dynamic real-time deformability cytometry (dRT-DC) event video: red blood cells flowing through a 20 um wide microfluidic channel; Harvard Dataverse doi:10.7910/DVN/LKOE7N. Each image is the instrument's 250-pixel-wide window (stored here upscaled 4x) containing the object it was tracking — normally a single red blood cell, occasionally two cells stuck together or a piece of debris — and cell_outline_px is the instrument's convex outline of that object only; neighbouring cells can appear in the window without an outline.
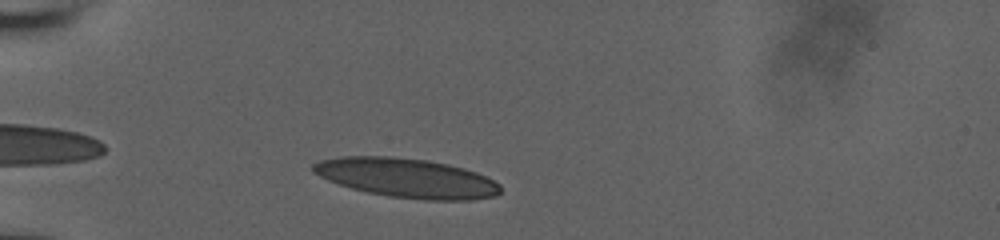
{"species": "human", "species_latin": "Homo sapiens", "temperature_condition": "room temperature", "stored_images_in_passage": 10, "camera_frame_rate_fps": 3000, "um_per_image_px": 0.085, "donor": {"sex": "male"}, "frame": {"image": 1, "passage_image": 2, "time_ms": 0.333, "image_size_px": [1000, 240], "cell_outline_px": [[500, 192], [496, 196], [472, 200], [424, 200], [388, 196], [368, 192], [352, 188], [328, 180], [312, 172], [312, 164], [320, 160], [340, 156], [388, 156], [428, 160], [448, 164], [464, 168], [476, 172], [500, 184]], "centroid_in_image_um": [34.57, 15.12], "position_along_channel_um": 50.4, "area_um2": 42.89}}
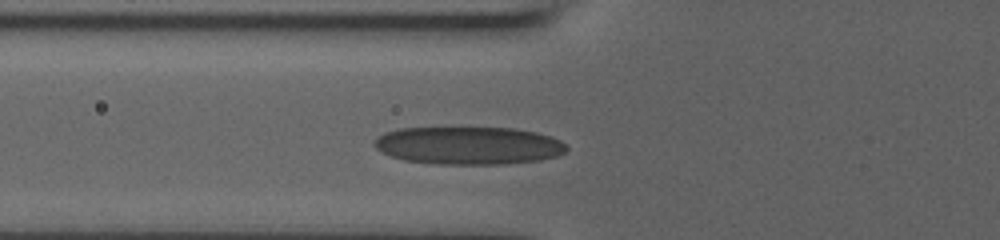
{"frame": {"image": 2, "passage_image": 7, "time_ms": 2.0, "image_size_px": [1000, 240], "cell_outline_px": [[568, 148], [564, 152], [556, 156], [540, 160], [504, 164], [436, 164], [404, 160], [380, 152], [372, 144], [384, 132], [400, 128], [512, 128], [536, 132], [552, 136], [560, 140]], "centroid_in_image_um": [39.83, 12.37], "position_along_channel_um": 86.0, "area_um2": 42.37}}
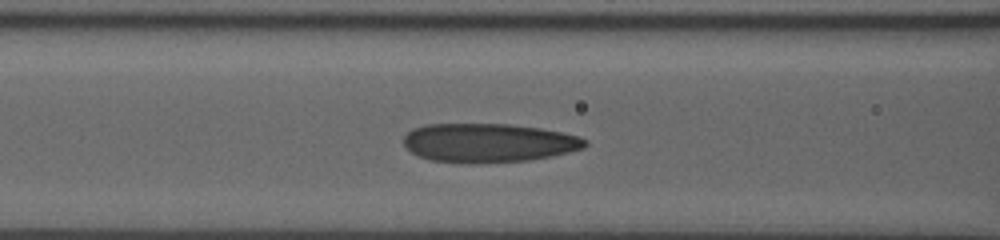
{"frame": {"image": 3, "passage_image": 9, "time_ms": 2.667, "image_size_px": [1000, 240], "cell_outline_px": [[588, 144], [584, 148], [552, 156], [528, 160], [428, 160], [416, 156], [404, 148], [404, 136], [412, 128], [428, 124], [508, 124], [540, 128], [580, 136], [588, 140]], "centroid_in_image_um": [41.52, 12.09], "position_along_channel_um": 125.1, "area_um2": 40.11}}